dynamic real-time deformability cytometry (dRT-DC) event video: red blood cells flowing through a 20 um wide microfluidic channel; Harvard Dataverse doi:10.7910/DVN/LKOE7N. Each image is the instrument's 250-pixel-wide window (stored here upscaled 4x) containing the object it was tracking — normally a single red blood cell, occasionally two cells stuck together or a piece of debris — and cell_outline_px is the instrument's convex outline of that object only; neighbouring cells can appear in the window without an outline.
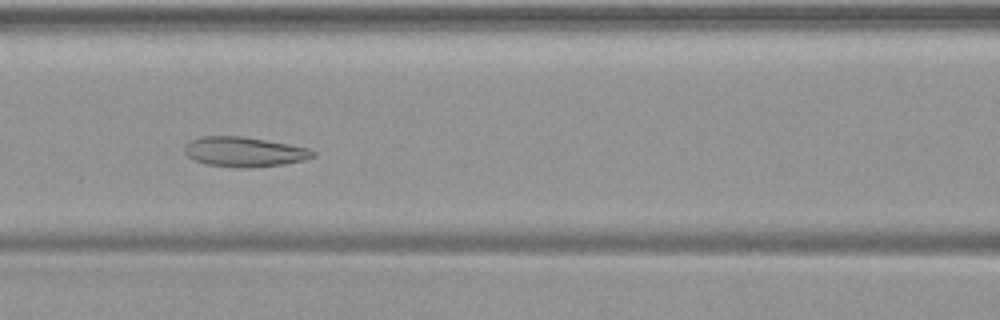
{"species": "common noctule bat (a hibernating species)", "species_latin": "Nyctalus noctula", "temperature_condition": "warm", "stored_images_in_passage": 52, "camera_frame_rate_fps": 3000, "um_per_image_px": 0.085, "animal": {"sex": "female", "body_mass_g": 19.9}, "frame": {"image": 1, "passage_image": 23, "time_ms": 7.333, "image_size_px": [1000, 320], "cell_outline_px": [[316, 156], [304, 160], [284, 164], [248, 168], [240, 168], [208, 164], [196, 160], [188, 156], [184, 152], [184, 144], [200, 136], [244, 136], [288, 144], [308, 148], [316, 152]], "centroid_in_image_um": [20.77, 12.9], "position_along_channel_um": 145.8, "area_um2": 22.31}}
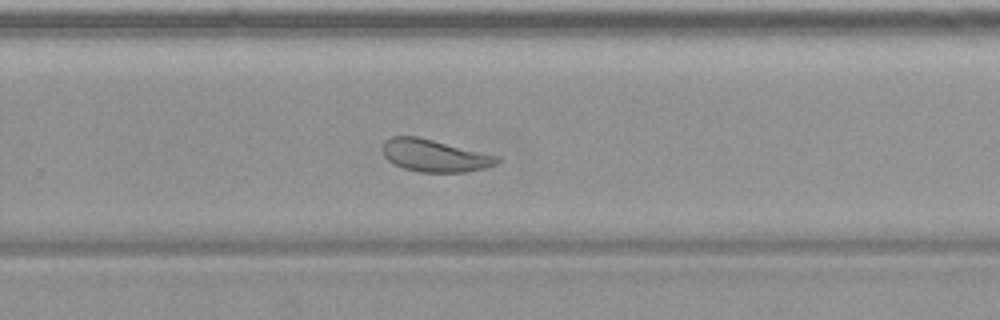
{"frame": {"image": 2, "passage_image": 34, "time_ms": 11.0, "image_size_px": [1000, 320], "cell_outline_px": [[500, 160], [496, 164], [484, 168], [464, 172], [420, 172], [404, 168], [392, 164], [384, 156], [380, 148], [384, 140], [392, 136], [420, 136], [500, 156]], "centroid_in_image_um": [36.91, 13.21], "position_along_channel_um": 292.9, "area_um2": 21.96}}
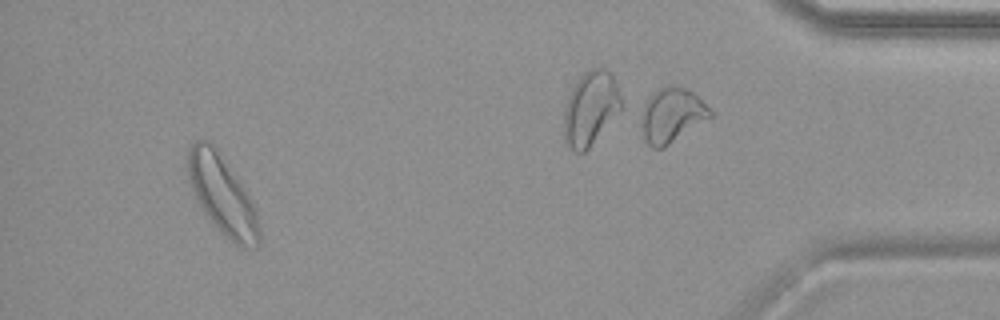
{"frame": {"image": 3, "passage_image": 48, "time_ms": 15.667, "image_size_px": [1000, 320], "cell_outline_px": [[260, 244], [256, 248], [240, 248], [208, 216], [200, 204], [188, 180], [188, 148], [196, 140], [208, 140], [216, 148], [248, 196], [256, 212], [260, 228]], "centroid_in_image_um": [18.9, 16.57], "position_along_channel_um": 416.3, "area_um2": 31.5}}